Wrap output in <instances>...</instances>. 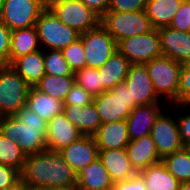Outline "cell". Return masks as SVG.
<instances>
[{
	"label": "cell",
	"instance_id": "obj_4",
	"mask_svg": "<svg viewBox=\"0 0 190 190\" xmlns=\"http://www.w3.org/2000/svg\"><path fill=\"white\" fill-rule=\"evenodd\" d=\"M29 88L11 65L0 66V117L13 116L26 106Z\"/></svg>",
	"mask_w": 190,
	"mask_h": 190
},
{
	"label": "cell",
	"instance_id": "obj_46",
	"mask_svg": "<svg viewBox=\"0 0 190 190\" xmlns=\"http://www.w3.org/2000/svg\"><path fill=\"white\" fill-rule=\"evenodd\" d=\"M178 190H190V182L180 183Z\"/></svg>",
	"mask_w": 190,
	"mask_h": 190
},
{
	"label": "cell",
	"instance_id": "obj_12",
	"mask_svg": "<svg viewBox=\"0 0 190 190\" xmlns=\"http://www.w3.org/2000/svg\"><path fill=\"white\" fill-rule=\"evenodd\" d=\"M162 111L151 129V137L161 159L184 148L176 118Z\"/></svg>",
	"mask_w": 190,
	"mask_h": 190
},
{
	"label": "cell",
	"instance_id": "obj_23",
	"mask_svg": "<svg viewBox=\"0 0 190 190\" xmlns=\"http://www.w3.org/2000/svg\"><path fill=\"white\" fill-rule=\"evenodd\" d=\"M43 50L20 56L10 64L30 87H34L46 75Z\"/></svg>",
	"mask_w": 190,
	"mask_h": 190
},
{
	"label": "cell",
	"instance_id": "obj_45",
	"mask_svg": "<svg viewBox=\"0 0 190 190\" xmlns=\"http://www.w3.org/2000/svg\"><path fill=\"white\" fill-rule=\"evenodd\" d=\"M28 190H76V188H64V187H58V188H32Z\"/></svg>",
	"mask_w": 190,
	"mask_h": 190
},
{
	"label": "cell",
	"instance_id": "obj_31",
	"mask_svg": "<svg viewBox=\"0 0 190 190\" xmlns=\"http://www.w3.org/2000/svg\"><path fill=\"white\" fill-rule=\"evenodd\" d=\"M25 159L26 155L19 145L0 133V163L20 172Z\"/></svg>",
	"mask_w": 190,
	"mask_h": 190
},
{
	"label": "cell",
	"instance_id": "obj_41",
	"mask_svg": "<svg viewBox=\"0 0 190 190\" xmlns=\"http://www.w3.org/2000/svg\"><path fill=\"white\" fill-rule=\"evenodd\" d=\"M111 190H147L143 178L137 173L131 179L115 182Z\"/></svg>",
	"mask_w": 190,
	"mask_h": 190
},
{
	"label": "cell",
	"instance_id": "obj_37",
	"mask_svg": "<svg viewBox=\"0 0 190 190\" xmlns=\"http://www.w3.org/2000/svg\"><path fill=\"white\" fill-rule=\"evenodd\" d=\"M93 96L88 93L84 88L80 87L76 82L72 85L67 94L64 105H80L81 107L87 106L93 102Z\"/></svg>",
	"mask_w": 190,
	"mask_h": 190
},
{
	"label": "cell",
	"instance_id": "obj_42",
	"mask_svg": "<svg viewBox=\"0 0 190 190\" xmlns=\"http://www.w3.org/2000/svg\"><path fill=\"white\" fill-rule=\"evenodd\" d=\"M178 122L180 137L183 145L190 142V114L181 115L176 118Z\"/></svg>",
	"mask_w": 190,
	"mask_h": 190
},
{
	"label": "cell",
	"instance_id": "obj_34",
	"mask_svg": "<svg viewBox=\"0 0 190 190\" xmlns=\"http://www.w3.org/2000/svg\"><path fill=\"white\" fill-rule=\"evenodd\" d=\"M61 52L73 73L86 67L84 47L80 38L61 50Z\"/></svg>",
	"mask_w": 190,
	"mask_h": 190
},
{
	"label": "cell",
	"instance_id": "obj_20",
	"mask_svg": "<svg viewBox=\"0 0 190 190\" xmlns=\"http://www.w3.org/2000/svg\"><path fill=\"white\" fill-rule=\"evenodd\" d=\"M63 113L84 136H93L102 124L94 103L81 107L80 105H64Z\"/></svg>",
	"mask_w": 190,
	"mask_h": 190
},
{
	"label": "cell",
	"instance_id": "obj_2",
	"mask_svg": "<svg viewBox=\"0 0 190 190\" xmlns=\"http://www.w3.org/2000/svg\"><path fill=\"white\" fill-rule=\"evenodd\" d=\"M47 122L24 106L13 116L0 117V133L19 145L26 156L47 150Z\"/></svg>",
	"mask_w": 190,
	"mask_h": 190
},
{
	"label": "cell",
	"instance_id": "obj_43",
	"mask_svg": "<svg viewBox=\"0 0 190 190\" xmlns=\"http://www.w3.org/2000/svg\"><path fill=\"white\" fill-rule=\"evenodd\" d=\"M100 18L108 11L110 0H80Z\"/></svg>",
	"mask_w": 190,
	"mask_h": 190
},
{
	"label": "cell",
	"instance_id": "obj_22",
	"mask_svg": "<svg viewBox=\"0 0 190 190\" xmlns=\"http://www.w3.org/2000/svg\"><path fill=\"white\" fill-rule=\"evenodd\" d=\"M113 181L98 158L77 174L76 190H111Z\"/></svg>",
	"mask_w": 190,
	"mask_h": 190
},
{
	"label": "cell",
	"instance_id": "obj_9",
	"mask_svg": "<svg viewBox=\"0 0 190 190\" xmlns=\"http://www.w3.org/2000/svg\"><path fill=\"white\" fill-rule=\"evenodd\" d=\"M46 8V0H3L0 22L11 31L33 27Z\"/></svg>",
	"mask_w": 190,
	"mask_h": 190
},
{
	"label": "cell",
	"instance_id": "obj_27",
	"mask_svg": "<svg viewBox=\"0 0 190 190\" xmlns=\"http://www.w3.org/2000/svg\"><path fill=\"white\" fill-rule=\"evenodd\" d=\"M183 0H148L145 12L153 29L168 27Z\"/></svg>",
	"mask_w": 190,
	"mask_h": 190
},
{
	"label": "cell",
	"instance_id": "obj_47",
	"mask_svg": "<svg viewBox=\"0 0 190 190\" xmlns=\"http://www.w3.org/2000/svg\"><path fill=\"white\" fill-rule=\"evenodd\" d=\"M184 148H185V150L189 153V155H190V142H188V143H186L185 145H184Z\"/></svg>",
	"mask_w": 190,
	"mask_h": 190
},
{
	"label": "cell",
	"instance_id": "obj_38",
	"mask_svg": "<svg viewBox=\"0 0 190 190\" xmlns=\"http://www.w3.org/2000/svg\"><path fill=\"white\" fill-rule=\"evenodd\" d=\"M148 0H110L108 11L135 12L144 11Z\"/></svg>",
	"mask_w": 190,
	"mask_h": 190
},
{
	"label": "cell",
	"instance_id": "obj_30",
	"mask_svg": "<svg viewBox=\"0 0 190 190\" xmlns=\"http://www.w3.org/2000/svg\"><path fill=\"white\" fill-rule=\"evenodd\" d=\"M167 170L180 182H190V155L185 148L161 160Z\"/></svg>",
	"mask_w": 190,
	"mask_h": 190
},
{
	"label": "cell",
	"instance_id": "obj_40",
	"mask_svg": "<svg viewBox=\"0 0 190 190\" xmlns=\"http://www.w3.org/2000/svg\"><path fill=\"white\" fill-rule=\"evenodd\" d=\"M20 179L17 169L0 163V190L15 184Z\"/></svg>",
	"mask_w": 190,
	"mask_h": 190
},
{
	"label": "cell",
	"instance_id": "obj_3",
	"mask_svg": "<svg viewBox=\"0 0 190 190\" xmlns=\"http://www.w3.org/2000/svg\"><path fill=\"white\" fill-rule=\"evenodd\" d=\"M144 65L147 68L156 94L164 101L162 103L178 104L179 79L183 64L172 58L161 56Z\"/></svg>",
	"mask_w": 190,
	"mask_h": 190
},
{
	"label": "cell",
	"instance_id": "obj_49",
	"mask_svg": "<svg viewBox=\"0 0 190 190\" xmlns=\"http://www.w3.org/2000/svg\"><path fill=\"white\" fill-rule=\"evenodd\" d=\"M46 1H66V0H46Z\"/></svg>",
	"mask_w": 190,
	"mask_h": 190
},
{
	"label": "cell",
	"instance_id": "obj_17",
	"mask_svg": "<svg viewBox=\"0 0 190 190\" xmlns=\"http://www.w3.org/2000/svg\"><path fill=\"white\" fill-rule=\"evenodd\" d=\"M160 104L139 105L131 110L129 117L126 119L130 141L151 134L152 126L163 110Z\"/></svg>",
	"mask_w": 190,
	"mask_h": 190
},
{
	"label": "cell",
	"instance_id": "obj_35",
	"mask_svg": "<svg viewBox=\"0 0 190 190\" xmlns=\"http://www.w3.org/2000/svg\"><path fill=\"white\" fill-rule=\"evenodd\" d=\"M172 106V107H171ZM190 106V64H183L180 71L178 104H170V109Z\"/></svg>",
	"mask_w": 190,
	"mask_h": 190
},
{
	"label": "cell",
	"instance_id": "obj_5",
	"mask_svg": "<svg viewBox=\"0 0 190 190\" xmlns=\"http://www.w3.org/2000/svg\"><path fill=\"white\" fill-rule=\"evenodd\" d=\"M100 24L113 36L116 42L153 30L145 10L135 12L107 11L101 17Z\"/></svg>",
	"mask_w": 190,
	"mask_h": 190
},
{
	"label": "cell",
	"instance_id": "obj_25",
	"mask_svg": "<svg viewBox=\"0 0 190 190\" xmlns=\"http://www.w3.org/2000/svg\"><path fill=\"white\" fill-rule=\"evenodd\" d=\"M36 26L12 30L9 65L18 57L43 49Z\"/></svg>",
	"mask_w": 190,
	"mask_h": 190
},
{
	"label": "cell",
	"instance_id": "obj_21",
	"mask_svg": "<svg viewBox=\"0 0 190 190\" xmlns=\"http://www.w3.org/2000/svg\"><path fill=\"white\" fill-rule=\"evenodd\" d=\"M99 159L109 172L113 183L131 179L137 174L131 166L126 148L99 150Z\"/></svg>",
	"mask_w": 190,
	"mask_h": 190
},
{
	"label": "cell",
	"instance_id": "obj_26",
	"mask_svg": "<svg viewBox=\"0 0 190 190\" xmlns=\"http://www.w3.org/2000/svg\"><path fill=\"white\" fill-rule=\"evenodd\" d=\"M63 106L64 104L60 100L41 93L34 87L29 88L26 107L39 115L47 123L54 116L63 112Z\"/></svg>",
	"mask_w": 190,
	"mask_h": 190
},
{
	"label": "cell",
	"instance_id": "obj_48",
	"mask_svg": "<svg viewBox=\"0 0 190 190\" xmlns=\"http://www.w3.org/2000/svg\"><path fill=\"white\" fill-rule=\"evenodd\" d=\"M2 5H3V0H0V16H1V12H2Z\"/></svg>",
	"mask_w": 190,
	"mask_h": 190
},
{
	"label": "cell",
	"instance_id": "obj_33",
	"mask_svg": "<svg viewBox=\"0 0 190 190\" xmlns=\"http://www.w3.org/2000/svg\"><path fill=\"white\" fill-rule=\"evenodd\" d=\"M44 67L48 75L74 76L61 50H44Z\"/></svg>",
	"mask_w": 190,
	"mask_h": 190
},
{
	"label": "cell",
	"instance_id": "obj_44",
	"mask_svg": "<svg viewBox=\"0 0 190 190\" xmlns=\"http://www.w3.org/2000/svg\"><path fill=\"white\" fill-rule=\"evenodd\" d=\"M2 190H28V187L22 183L21 179H19L15 184Z\"/></svg>",
	"mask_w": 190,
	"mask_h": 190
},
{
	"label": "cell",
	"instance_id": "obj_18",
	"mask_svg": "<svg viewBox=\"0 0 190 190\" xmlns=\"http://www.w3.org/2000/svg\"><path fill=\"white\" fill-rule=\"evenodd\" d=\"M126 150L131 166L136 173H140L152 164L162 160L157 153L151 134L130 141Z\"/></svg>",
	"mask_w": 190,
	"mask_h": 190
},
{
	"label": "cell",
	"instance_id": "obj_32",
	"mask_svg": "<svg viewBox=\"0 0 190 190\" xmlns=\"http://www.w3.org/2000/svg\"><path fill=\"white\" fill-rule=\"evenodd\" d=\"M75 82L82 88H84L93 97H96L103 93V85L99 70L95 68L85 67L74 73Z\"/></svg>",
	"mask_w": 190,
	"mask_h": 190
},
{
	"label": "cell",
	"instance_id": "obj_39",
	"mask_svg": "<svg viewBox=\"0 0 190 190\" xmlns=\"http://www.w3.org/2000/svg\"><path fill=\"white\" fill-rule=\"evenodd\" d=\"M11 30L0 22V66L9 65Z\"/></svg>",
	"mask_w": 190,
	"mask_h": 190
},
{
	"label": "cell",
	"instance_id": "obj_36",
	"mask_svg": "<svg viewBox=\"0 0 190 190\" xmlns=\"http://www.w3.org/2000/svg\"><path fill=\"white\" fill-rule=\"evenodd\" d=\"M169 27L182 32H190V0H183Z\"/></svg>",
	"mask_w": 190,
	"mask_h": 190
},
{
	"label": "cell",
	"instance_id": "obj_24",
	"mask_svg": "<svg viewBox=\"0 0 190 190\" xmlns=\"http://www.w3.org/2000/svg\"><path fill=\"white\" fill-rule=\"evenodd\" d=\"M131 63L118 51H116L110 59L99 68L103 92L109 91L117 84L123 83L127 77Z\"/></svg>",
	"mask_w": 190,
	"mask_h": 190
},
{
	"label": "cell",
	"instance_id": "obj_28",
	"mask_svg": "<svg viewBox=\"0 0 190 190\" xmlns=\"http://www.w3.org/2000/svg\"><path fill=\"white\" fill-rule=\"evenodd\" d=\"M144 180L147 190H178L180 182L160 161L138 173Z\"/></svg>",
	"mask_w": 190,
	"mask_h": 190
},
{
	"label": "cell",
	"instance_id": "obj_8",
	"mask_svg": "<svg viewBox=\"0 0 190 190\" xmlns=\"http://www.w3.org/2000/svg\"><path fill=\"white\" fill-rule=\"evenodd\" d=\"M46 5L59 20L80 34L100 25L101 18L80 0L46 1Z\"/></svg>",
	"mask_w": 190,
	"mask_h": 190
},
{
	"label": "cell",
	"instance_id": "obj_29",
	"mask_svg": "<svg viewBox=\"0 0 190 190\" xmlns=\"http://www.w3.org/2000/svg\"><path fill=\"white\" fill-rule=\"evenodd\" d=\"M74 83L75 76H55L46 74L34 88L41 93L50 95L64 102Z\"/></svg>",
	"mask_w": 190,
	"mask_h": 190
},
{
	"label": "cell",
	"instance_id": "obj_16",
	"mask_svg": "<svg viewBox=\"0 0 190 190\" xmlns=\"http://www.w3.org/2000/svg\"><path fill=\"white\" fill-rule=\"evenodd\" d=\"M83 135L70 123L62 112L54 116L47 123L46 145L47 150L60 151Z\"/></svg>",
	"mask_w": 190,
	"mask_h": 190
},
{
	"label": "cell",
	"instance_id": "obj_13",
	"mask_svg": "<svg viewBox=\"0 0 190 190\" xmlns=\"http://www.w3.org/2000/svg\"><path fill=\"white\" fill-rule=\"evenodd\" d=\"M133 100V108L139 105L161 103L144 64H131L124 81Z\"/></svg>",
	"mask_w": 190,
	"mask_h": 190
},
{
	"label": "cell",
	"instance_id": "obj_1",
	"mask_svg": "<svg viewBox=\"0 0 190 190\" xmlns=\"http://www.w3.org/2000/svg\"><path fill=\"white\" fill-rule=\"evenodd\" d=\"M22 183L32 188H76L77 174L58 151L45 150L26 156L20 171Z\"/></svg>",
	"mask_w": 190,
	"mask_h": 190
},
{
	"label": "cell",
	"instance_id": "obj_19",
	"mask_svg": "<svg viewBox=\"0 0 190 190\" xmlns=\"http://www.w3.org/2000/svg\"><path fill=\"white\" fill-rule=\"evenodd\" d=\"M93 138L98 150L126 148L130 142L126 120L102 123Z\"/></svg>",
	"mask_w": 190,
	"mask_h": 190
},
{
	"label": "cell",
	"instance_id": "obj_7",
	"mask_svg": "<svg viewBox=\"0 0 190 190\" xmlns=\"http://www.w3.org/2000/svg\"><path fill=\"white\" fill-rule=\"evenodd\" d=\"M102 123L126 120L133 109V100L126 84L120 83L93 98Z\"/></svg>",
	"mask_w": 190,
	"mask_h": 190
},
{
	"label": "cell",
	"instance_id": "obj_11",
	"mask_svg": "<svg viewBox=\"0 0 190 190\" xmlns=\"http://www.w3.org/2000/svg\"><path fill=\"white\" fill-rule=\"evenodd\" d=\"M117 51L131 64H146L154 58L163 56L157 29L118 41Z\"/></svg>",
	"mask_w": 190,
	"mask_h": 190
},
{
	"label": "cell",
	"instance_id": "obj_15",
	"mask_svg": "<svg viewBox=\"0 0 190 190\" xmlns=\"http://www.w3.org/2000/svg\"><path fill=\"white\" fill-rule=\"evenodd\" d=\"M58 152L76 174L99 158V150L93 136L83 135Z\"/></svg>",
	"mask_w": 190,
	"mask_h": 190
},
{
	"label": "cell",
	"instance_id": "obj_10",
	"mask_svg": "<svg viewBox=\"0 0 190 190\" xmlns=\"http://www.w3.org/2000/svg\"><path fill=\"white\" fill-rule=\"evenodd\" d=\"M86 58V67L99 69L117 51V42L100 24L97 28L80 34Z\"/></svg>",
	"mask_w": 190,
	"mask_h": 190
},
{
	"label": "cell",
	"instance_id": "obj_6",
	"mask_svg": "<svg viewBox=\"0 0 190 190\" xmlns=\"http://www.w3.org/2000/svg\"><path fill=\"white\" fill-rule=\"evenodd\" d=\"M35 26L39 42L47 50H63L80 36L75 29L59 20L48 7L40 14Z\"/></svg>",
	"mask_w": 190,
	"mask_h": 190
},
{
	"label": "cell",
	"instance_id": "obj_14",
	"mask_svg": "<svg viewBox=\"0 0 190 190\" xmlns=\"http://www.w3.org/2000/svg\"><path fill=\"white\" fill-rule=\"evenodd\" d=\"M163 56L181 64H190V32H182L171 27L157 29Z\"/></svg>",
	"mask_w": 190,
	"mask_h": 190
}]
</instances>
